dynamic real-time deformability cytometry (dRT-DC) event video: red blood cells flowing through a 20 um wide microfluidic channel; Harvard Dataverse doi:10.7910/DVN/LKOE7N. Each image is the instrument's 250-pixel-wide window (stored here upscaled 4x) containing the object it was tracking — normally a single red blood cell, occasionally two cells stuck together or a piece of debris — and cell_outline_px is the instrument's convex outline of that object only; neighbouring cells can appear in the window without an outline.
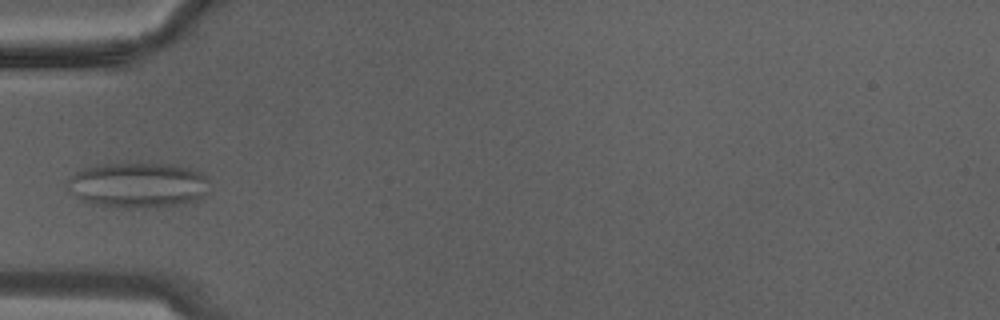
{"species": "Egyptian fruit bat (a non-hibernating species)", "species_latin": "Rousettus aegyptiacus", "temperature_condition": "warm", "stored_images_in_passage": 9, "camera_frame_rate_fps": 3000, "um_per_image_px": 0.085, "animal": {"sex": "male"}, "frame": {"image": 1, "passage_image": 6, "time_ms": 1.667, "image_size_px": [1000, 320], "cell_outline_px": [[208, 192], [192, 200], [180, 204], [136, 208], [116, 208], [92, 204], [76, 196], [68, 188], [68, 180], [76, 172], [84, 168], [100, 164], [128, 160], [140, 160], [172, 164], [188, 168], [200, 172], [208, 176]], "centroid_in_image_um": [11.71, 15.67], "position_along_channel_um": 73.3, "area_um2": 38.38}}
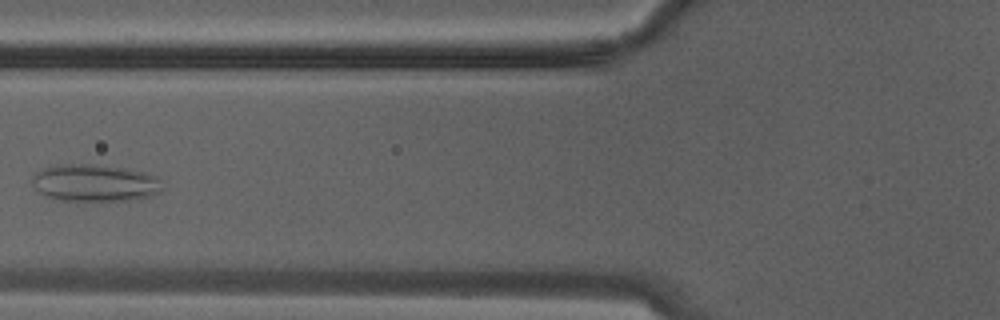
{"frame": {"image": 2, "passage_image": 8, "time_ms": 2.333, "image_size_px": [1000, 320], "cell_outline_px": [[164, 188], [160, 192], [152, 196], [140, 200], [60, 200], [44, 196], [32, 184], [32, 176], [36, 172], [44, 168], [56, 164], [92, 164], [120, 168], [144, 172], [156, 176]], "centroid_in_image_um": [8.07, 15.55], "position_along_channel_um": 117.7, "area_um2": 28.26}}